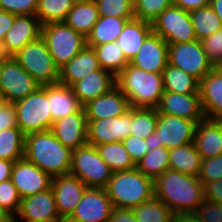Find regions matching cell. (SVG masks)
<instances>
[{"label": "cell", "instance_id": "1", "mask_svg": "<svg viewBox=\"0 0 222 222\" xmlns=\"http://www.w3.org/2000/svg\"><path fill=\"white\" fill-rule=\"evenodd\" d=\"M154 196L174 214L193 213L204 198V184L198 177L167 170L154 180Z\"/></svg>", "mask_w": 222, "mask_h": 222}, {"label": "cell", "instance_id": "2", "mask_svg": "<svg viewBox=\"0 0 222 222\" xmlns=\"http://www.w3.org/2000/svg\"><path fill=\"white\" fill-rule=\"evenodd\" d=\"M72 150L64 146L51 130L25 135L24 158L52 178L69 174Z\"/></svg>", "mask_w": 222, "mask_h": 222}, {"label": "cell", "instance_id": "3", "mask_svg": "<svg viewBox=\"0 0 222 222\" xmlns=\"http://www.w3.org/2000/svg\"><path fill=\"white\" fill-rule=\"evenodd\" d=\"M116 86L134 108L156 109L164 93L162 73L146 72L130 63L116 76Z\"/></svg>", "mask_w": 222, "mask_h": 222}, {"label": "cell", "instance_id": "4", "mask_svg": "<svg viewBox=\"0 0 222 222\" xmlns=\"http://www.w3.org/2000/svg\"><path fill=\"white\" fill-rule=\"evenodd\" d=\"M105 190L113 207L133 209L154 197V180L137 168L114 172Z\"/></svg>", "mask_w": 222, "mask_h": 222}, {"label": "cell", "instance_id": "5", "mask_svg": "<svg viewBox=\"0 0 222 222\" xmlns=\"http://www.w3.org/2000/svg\"><path fill=\"white\" fill-rule=\"evenodd\" d=\"M12 104L16 110L18 128L25 135L51 129L53 120L47 98V84Z\"/></svg>", "mask_w": 222, "mask_h": 222}, {"label": "cell", "instance_id": "6", "mask_svg": "<svg viewBox=\"0 0 222 222\" xmlns=\"http://www.w3.org/2000/svg\"><path fill=\"white\" fill-rule=\"evenodd\" d=\"M41 37L59 69L86 46V38L63 21L42 25Z\"/></svg>", "mask_w": 222, "mask_h": 222}, {"label": "cell", "instance_id": "7", "mask_svg": "<svg viewBox=\"0 0 222 222\" xmlns=\"http://www.w3.org/2000/svg\"><path fill=\"white\" fill-rule=\"evenodd\" d=\"M69 174L80 179L87 187L105 188L113 172L96 147L87 143L72 150Z\"/></svg>", "mask_w": 222, "mask_h": 222}, {"label": "cell", "instance_id": "8", "mask_svg": "<svg viewBox=\"0 0 222 222\" xmlns=\"http://www.w3.org/2000/svg\"><path fill=\"white\" fill-rule=\"evenodd\" d=\"M13 58L41 85L59 82V68L41 36L26 44Z\"/></svg>", "mask_w": 222, "mask_h": 222}, {"label": "cell", "instance_id": "9", "mask_svg": "<svg viewBox=\"0 0 222 222\" xmlns=\"http://www.w3.org/2000/svg\"><path fill=\"white\" fill-rule=\"evenodd\" d=\"M153 32L168 44H178L197 40L190 13L172 4L153 22Z\"/></svg>", "mask_w": 222, "mask_h": 222}, {"label": "cell", "instance_id": "10", "mask_svg": "<svg viewBox=\"0 0 222 222\" xmlns=\"http://www.w3.org/2000/svg\"><path fill=\"white\" fill-rule=\"evenodd\" d=\"M41 84L38 83L13 56H3L0 59V90L8 103H14L35 92Z\"/></svg>", "mask_w": 222, "mask_h": 222}, {"label": "cell", "instance_id": "11", "mask_svg": "<svg viewBox=\"0 0 222 222\" xmlns=\"http://www.w3.org/2000/svg\"><path fill=\"white\" fill-rule=\"evenodd\" d=\"M168 63L185 71L199 82L214 68L198 40L169 44Z\"/></svg>", "mask_w": 222, "mask_h": 222}, {"label": "cell", "instance_id": "12", "mask_svg": "<svg viewBox=\"0 0 222 222\" xmlns=\"http://www.w3.org/2000/svg\"><path fill=\"white\" fill-rule=\"evenodd\" d=\"M133 107L123 115L102 120H87L88 144L99 146L106 143L122 142L131 133Z\"/></svg>", "mask_w": 222, "mask_h": 222}, {"label": "cell", "instance_id": "13", "mask_svg": "<svg viewBox=\"0 0 222 222\" xmlns=\"http://www.w3.org/2000/svg\"><path fill=\"white\" fill-rule=\"evenodd\" d=\"M200 121L158 114L156 125L158 147L168 150L194 142L195 130Z\"/></svg>", "mask_w": 222, "mask_h": 222}, {"label": "cell", "instance_id": "14", "mask_svg": "<svg viewBox=\"0 0 222 222\" xmlns=\"http://www.w3.org/2000/svg\"><path fill=\"white\" fill-rule=\"evenodd\" d=\"M113 208L105 188L87 187L65 222H108Z\"/></svg>", "mask_w": 222, "mask_h": 222}, {"label": "cell", "instance_id": "15", "mask_svg": "<svg viewBox=\"0 0 222 222\" xmlns=\"http://www.w3.org/2000/svg\"><path fill=\"white\" fill-rule=\"evenodd\" d=\"M11 180L23 199L50 189L52 177L23 157L15 161Z\"/></svg>", "mask_w": 222, "mask_h": 222}, {"label": "cell", "instance_id": "16", "mask_svg": "<svg viewBox=\"0 0 222 222\" xmlns=\"http://www.w3.org/2000/svg\"><path fill=\"white\" fill-rule=\"evenodd\" d=\"M14 221L64 222L58 214L52 188L21 199L20 208Z\"/></svg>", "mask_w": 222, "mask_h": 222}, {"label": "cell", "instance_id": "17", "mask_svg": "<svg viewBox=\"0 0 222 222\" xmlns=\"http://www.w3.org/2000/svg\"><path fill=\"white\" fill-rule=\"evenodd\" d=\"M42 24L36 15L15 16L12 27L6 32L0 46L2 56H13L26 44L41 36Z\"/></svg>", "mask_w": 222, "mask_h": 222}, {"label": "cell", "instance_id": "18", "mask_svg": "<svg viewBox=\"0 0 222 222\" xmlns=\"http://www.w3.org/2000/svg\"><path fill=\"white\" fill-rule=\"evenodd\" d=\"M51 188L60 218L65 222L75 211L87 186L70 174L52 178Z\"/></svg>", "mask_w": 222, "mask_h": 222}, {"label": "cell", "instance_id": "19", "mask_svg": "<svg viewBox=\"0 0 222 222\" xmlns=\"http://www.w3.org/2000/svg\"><path fill=\"white\" fill-rule=\"evenodd\" d=\"M156 109L158 114H167L193 121H202L206 118L199 93L179 94L164 91Z\"/></svg>", "mask_w": 222, "mask_h": 222}, {"label": "cell", "instance_id": "20", "mask_svg": "<svg viewBox=\"0 0 222 222\" xmlns=\"http://www.w3.org/2000/svg\"><path fill=\"white\" fill-rule=\"evenodd\" d=\"M168 45L161 36L152 32L129 63L146 72L163 73L168 65Z\"/></svg>", "mask_w": 222, "mask_h": 222}, {"label": "cell", "instance_id": "21", "mask_svg": "<svg viewBox=\"0 0 222 222\" xmlns=\"http://www.w3.org/2000/svg\"><path fill=\"white\" fill-rule=\"evenodd\" d=\"M87 128L88 121L83 107L79 112L54 121L50 130L64 146L74 150L88 143Z\"/></svg>", "mask_w": 222, "mask_h": 222}, {"label": "cell", "instance_id": "22", "mask_svg": "<svg viewBox=\"0 0 222 222\" xmlns=\"http://www.w3.org/2000/svg\"><path fill=\"white\" fill-rule=\"evenodd\" d=\"M129 109L128 98L117 86L84 105L87 120L117 117L123 115Z\"/></svg>", "mask_w": 222, "mask_h": 222}, {"label": "cell", "instance_id": "23", "mask_svg": "<svg viewBox=\"0 0 222 222\" xmlns=\"http://www.w3.org/2000/svg\"><path fill=\"white\" fill-rule=\"evenodd\" d=\"M116 86V77L102 68L89 73L84 79L74 83V95L84 106L100 95L108 93Z\"/></svg>", "mask_w": 222, "mask_h": 222}, {"label": "cell", "instance_id": "24", "mask_svg": "<svg viewBox=\"0 0 222 222\" xmlns=\"http://www.w3.org/2000/svg\"><path fill=\"white\" fill-rule=\"evenodd\" d=\"M100 68L97 55L92 47L85 46L75 57L59 69V83L72 86L89 73Z\"/></svg>", "mask_w": 222, "mask_h": 222}, {"label": "cell", "instance_id": "25", "mask_svg": "<svg viewBox=\"0 0 222 222\" xmlns=\"http://www.w3.org/2000/svg\"><path fill=\"white\" fill-rule=\"evenodd\" d=\"M199 94L207 119L222 115V71L214 67L199 82Z\"/></svg>", "mask_w": 222, "mask_h": 222}, {"label": "cell", "instance_id": "26", "mask_svg": "<svg viewBox=\"0 0 222 222\" xmlns=\"http://www.w3.org/2000/svg\"><path fill=\"white\" fill-rule=\"evenodd\" d=\"M47 98L53 122L79 112L84 107L74 95L72 88L59 82L47 84Z\"/></svg>", "mask_w": 222, "mask_h": 222}, {"label": "cell", "instance_id": "27", "mask_svg": "<svg viewBox=\"0 0 222 222\" xmlns=\"http://www.w3.org/2000/svg\"><path fill=\"white\" fill-rule=\"evenodd\" d=\"M152 32V23L147 21L134 18L125 24L116 43H118L129 62L138 53L143 42Z\"/></svg>", "mask_w": 222, "mask_h": 222}, {"label": "cell", "instance_id": "28", "mask_svg": "<svg viewBox=\"0 0 222 222\" xmlns=\"http://www.w3.org/2000/svg\"><path fill=\"white\" fill-rule=\"evenodd\" d=\"M194 144L202 159L222 154V134L212 120L205 118L197 124Z\"/></svg>", "mask_w": 222, "mask_h": 222}, {"label": "cell", "instance_id": "29", "mask_svg": "<svg viewBox=\"0 0 222 222\" xmlns=\"http://www.w3.org/2000/svg\"><path fill=\"white\" fill-rule=\"evenodd\" d=\"M99 17L95 0H79L74 3L63 22L86 38Z\"/></svg>", "mask_w": 222, "mask_h": 222}, {"label": "cell", "instance_id": "30", "mask_svg": "<svg viewBox=\"0 0 222 222\" xmlns=\"http://www.w3.org/2000/svg\"><path fill=\"white\" fill-rule=\"evenodd\" d=\"M201 161L194 142L169 150L170 169L182 174L198 177Z\"/></svg>", "mask_w": 222, "mask_h": 222}, {"label": "cell", "instance_id": "31", "mask_svg": "<svg viewBox=\"0 0 222 222\" xmlns=\"http://www.w3.org/2000/svg\"><path fill=\"white\" fill-rule=\"evenodd\" d=\"M129 20L132 19L100 16L86 37V46L93 48L97 45L116 41Z\"/></svg>", "mask_w": 222, "mask_h": 222}, {"label": "cell", "instance_id": "32", "mask_svg": "<svg viewBox=\"0 0 222 222\" xmlns=\"http://www.w3.org/2000/svg\"><path fill=\"white\" fill-rule=\"evenodd\" d=\"M162 74L164 91L179 94L199 93V81L180 68L168 63Z\"/></svg>", "mask_w": 222, "mask_h": 222}, {"label": "cell", "instance_id": "33", "mask_svg": "<svg viewBox=\"0 0 222 222\" xmlns=\"http://www.w3.org/2000/svg\"><path fill=\"white\" fill-rule=\"evenodd\" d=\"M95 147L113 173L136 168V164L122 142L106 143Z\"/></svg>", "mask_w": 222, "mask_h": 222}, {"label": "cell", "instance_id": "34", "mask_svg": "<svg viewBox=\"0 0 222 222\" xmlns=\"http://www.w3.org/2000/svg\"><path fill=\"white\" fill-rule=\"evenodd\" d=\"M100 68L115 77L129 64L116 41L94 46Z\"/></svg>", "mask_w": 222, "mask_h": 222}, {"label": "cell", "instance_id": "35", "mask_svg": "<svg viewBox=\"0 0 222 222\" xmlns=\"http://www.w3.org/2000/svg\"><path fill=\"white\" fill-rule=\"evenodd\" d=\"M25 134L18 127L0 132V159L18 161L24 156Z\"/></svg>", "mask_w": 222, "mask_h": 222}, {"label": "cell", "instance_id": "36", "mask_svg": "<svg viewBox=\"0 0 222 222\" xmlns=\"http://www.w3.org/2000/svg\"><path fill=\"white\" fill-rule=\"evenodd\" d=\"M189 13L198 41L222 29L221 19L210 6L195 9Z\"/></svg>", "mask_w": 222, "mask_h": 222}, {"label": "cell", "instance_id": "37", "mask_svg": "<svg viewBox=\"0 0 222 222\" xmlns=\"http://www.w3.org/2000/svg\"><path fill=\"white\" fill-rule=\"evenodd\" d=\"M136 168L145 176L155 180L170 169L169 150L165 147H158L148 151L136 164Z\"/></svg>", "mask_w": 222, "mask_h": 222}, {"label": "cell", "instance_id": "38", "mask_svg": "<svg viewBox=\"0 0 222 222\" xmlns=\"http://www.w3.org/2000/svg\"><path fill=\"white\" fill-rule=\"evenodd\" d=\"M76 0H38L36 16L42 25L62 22Z\"/></svg>", "mask_w": 222, "mask_h": 222}, {"label": "cell", "instance_id": "39", "mask_svg": "<svg viewBox=\"0 0 222 222\" xmlns=\"http://www.w3.org/2000/svg\"><path fill=\"white\" fill-rule=\"evenodd\" d=\"M137 222H171L174 213L155 196L133 208Z\"/></svg>", "mask_w": 222, "mask_h": 222}, {"label": "cell", "instance_id": "40", "mask_svg": "<svg viewBox=\"0 0 222 222\" xmlns=\"http://www.w3.org/2000/svg\"><path fill=\"white\" fill-rule=\"evenodd\" d=\"M158 111L155 108H134L131 123V136L146 139L156 130Z\"/></svg>", "mask_w": 222, "mask_h": 222}, {"label": "cell", "instance_id": "41", "mask_svg": "<svg viewBox=\"0 0 222 222\" xmlns=\"http://www.w3.org/2000/svg\"><path fill=\"white\" fill-rule=\"evenodd\" d=\"M99 16L134 19L133 0H95Z\"/></svg>", "mask_w": 222, "mask_h": 222}, {"label": "cell", "instance_id": "42", "mask_svg": "<svg viewBox=\"0 0 222 222\" xmlns=\"http://www.w3.org/2000/svg\"><path fill=\"white\" fill-rule=\"evenodd\" d=\"M135 19L152 23L173 0H133Z\"/></svg>", "mask_w": 222, "mask_h": 222}, {"label": "cell", "instance_id": "43", "mask_svg": "<svg viewBox=\"0 0 222 222\" xmlns=\"http://www.w3.org/2000/svg\"><path fill=\"white\" fill-rule=\"evenodd\" d=\"M21 197L11 179L0 183V208L10 217H16Z\"/></svg>", "mask_w": 222, "mask_h": 222}, {"label": "cell", "instance_id": "44", "mask_svg": "<svg viewBox=\"0 0 222 222\" xmlns=\"http://www.w3.org/2000/svg\"><path fill=\"white\" fill-rule=\"evenodd\" d=\"M198 178L203 184L222 179V154L202 159Z\"/></svg>", "mask_w": 222, "mask_h": 222}, {"label": "cell", "instance_id": "45", "mask_svg": "<svg viewBox=\"0 0 222 222\" xmlns=\"http://www.w3.org/2000/svg\"><path fill=\"white\" fill-rule=\"evenodd\" d=\"M209 62L216 67L222 60V29L200 41Z\"/></svg>", "mask_w": 222, "mask_h": 222}, {"label": "cell", "instance_id": "46", "mask_svg": "<svg viewBox=\"0 0 222 222\" xmlns=\"http://www.w3.org/2000/svg\"><path fill=\"white\" fill-rule=\"evenodd\" d=\"M38 0H0V10L16 16L35 15Z\"/></svg>", "mask_w": 222, "mask_h": 222}, {"label": "cell", "instance_id": "47", "mask_svg": "<svg viewBox=\"0 0 222 222\" xmlns=\"http://www.w3.org/2000/svg\"><path fill=\"white\" fill-rule=\"evenodd\" d=\"M201 222H222V205L204 200L193 212Z\"/></svg>", "mask_w": 222, "mask_h": 222}, {"label": "cell", "instance_id": "48", "mask_svg": "<svg viewBox=\"0 0 222 222\" xmlns=\"http://www.w3.org/2000/svg\"><path fill=\"white\" fill-rule=\"evenodd\" d=\"M122 143L135 164H137L148 152L145 139L130 135L128 138L124 139Z\"/></svg>", "mask_w": 222, "mask_h": 222}, {"label": "cell", "instance_id": "49", "mask_svg": "<svg viewBox=\"0 0 222 222\" xmlns=\"http://www.w3.org/2000/svg\"><path fill=\"white\" fill-rule=\"evenodd\" d=\"M9 127H18L16 110L12 103L0 108V132Z\"/></svg>", "mask_w": 222, "mask_h": 222}, {"label": "cell", "instance_id": "50", "mask_svg": "<svg viewBox=\"0 0 222 222\" xmlns=\"http://www.w3.org/2000/svg\"><path fill=\"white\" fill-rule=\"evenodd\" d=\"M204 198L222 205V179L204 184Z\"/></svg>", "mask_w": 222, "mask_h": 222}, {"label": "cell", "instance_id": "51", "mask_svg": "<svg viewBox=\"0 0 222 222\" xmlns=\"http://www.w3.org/2000/svg\"><path fill=\"white\" fill-rule=\"evenodd\" d=\"M108 222H137L133 210L114 207Z\"/></svg>", "mask_w": 222, "mask_h": 222}, {"label": "cell", "instance_id": "52", "mask_svg": "<svg viewBox=\"0 0 222 222\" xmlns=\"http://www.w3.org/2000/svg\"><path fill=\"white\" fill-rule=\"evenodd\" d=\"M15 16L16 15L10 12L0 10V46L5 38L6 32L12 27Z\"/></svg>", "mask_w": 222, "mask_h": 222}, {"label": "cell", "instance_id": "53", "mask_svg": "<svg viewBox=\"0 0 222 222\" xmlns=\"http://www.w3.org/2000/svg\"><path fill=\"white\" fill-rule=\"evenodd\" d=\"M211 0H173V4L185 11H192L209 6Z\"/></svg>", "mask_w": 222, "mask_h": 222}, {"label": "cell", "instance_id": "54", "mask_svg": "<svg viewBox=\"0 0 222 222\" xmlns=\"http://www.w3.org/2000/svg\"><path fill=\"white\" fill-rule=\"evenodd\" d=\"M14 161L0 159V183L11 179Z\"/></svg>", "mask_w": 222, "mask_h": 222}, {"label": "cell", "instance_id": "55", "mask_svg": "<svg viewBox=\"0 0 222 222\" xmlns=\"http://www.w3.org/2000/svg\"><path fill=\"white\" fill-rule=\"evenodd\" d=\"M171 222H201L194 213H175Z\"/></svg>", "mask_w": 222, "mask_h": 222}, {"label": "cell", "instance_id": "56", "mask_svg": "<svg viewBox=\"0 0 222 222\" xmlns=\"http://www.w3.org/2000/svg\"><path fill=\"white\" fill-rule=\"evenodd\" d=\"M145 144H146L148 151L158 148V140H157V131L156 130L145 139Z\"/></svg>", "mask_w": 222, "mask_h": 222}, {"label": "cell", "instance_id": "57", "mask_svg": "<svg viewBox=\"0 0 222 222\" xmlns=\"http://www.w3.org/2000/svg\"><path fill=\"white\" fill-rule=\"evenodd\" d=\"M209 6L216 12L222 22V0H211Z\"/></svg>", "mask_w": 222, "mask_h": 222}, {"label": "cell", "instance_id": "58", "mask_svg": "<svg viewBox=\"0 0 222 222\" xmlns=\"http://www.w3.org/2000/svg\"><path fill=\"white\" fill-rule=\"evenodd\" d=\"M211 120L216 124V126L219 128L220 133L222 134V115L218 117H213Z\"/></svg>", "mask_w": 222, "mask_h": 222}, {"label": "cell", "instance_id": "59", "mask_svg": "<svg viewBox=\"0 0 222 222\" xmlns=\"http://www.w3.org/2000/svg\"><path fill=\"white\" fill-rule=\"evenodd\" d=\"M10 217L0 208V222H7Z\"/></svg>", "mask_w": 222, "mask_h": 222}, {"label": "cell", "instance_id": "60", "mask_svg": "<svg viewBox=\"0 0 222 222\" xmlns=\"http://www.w3.org/2000/svg\"><path fill=\"white\" fill-rule=\"evenodd\" d=\"M7 104H8V102H7L6 98H5V95L0 90V108L4 107Z\"/></svg>", "mask_w": 222, "mask_h": 222}, {"label": "cell", "instance_id": "61", "mask_svg": "<svg viewBox=\"0 0 222 222\" xmlns=\"http://www.w3.org/2000/svg\"><path fill=\"white\" fill-rule=\"evenodd\" d=\"M216 68L220 71H222V60L219 62V64L216 66Z\"/></svg>", "mask_w": 222, "mask_h": 222}, {"label": "cell", "instance_id": "62", "mask_svg": "<svg viewBox=\"0 0 222 222\" xmlns=\"http://www.w3.org/2000/svg\"><path fill=\"white\" fill-rule=\"evenodd\" d=\"M7 222H15L13 218H10Z\"/></svg>", "mask_w": 222, "mask_h": 222}]
</instances>
